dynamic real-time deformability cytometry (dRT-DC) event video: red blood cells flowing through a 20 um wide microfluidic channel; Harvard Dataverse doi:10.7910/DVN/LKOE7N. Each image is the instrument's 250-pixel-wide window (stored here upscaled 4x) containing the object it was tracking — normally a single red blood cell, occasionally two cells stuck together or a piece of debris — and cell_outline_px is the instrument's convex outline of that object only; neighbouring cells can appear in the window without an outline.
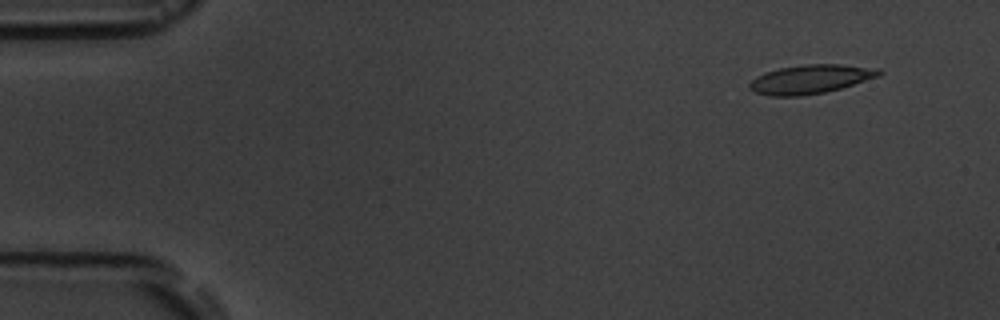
{"species": "common noctule bat (a hibernating species)", "species_latin": "Nyctalus noctula", "temperature_condition": "room temperature", "stored_images_in_passage": 5, "camera_frame_rate_fps": 3000, "um_per_image_px": 0.085, "animal": {"sex": "male", "body_mass_g": 19.5, "forearm_length_mm": 54.6}, "frame": {"image": 1, "passage_image": 2, "time_ms": 1.0, "image_size_px": [1000, 320], "cell_outline_px": [[884, 72], [880, 76], [840, 88], [824, 92], [800, 96], [768, 96], [756, 92], [748, 88], [748, 84], [756, 76], [764, 72], [780, 68], [804, 64], [840, 64], [880, 68]], "centroid_in_image_um": [68.9, 6.72], "position_along_channel_um": 16.1, "area_um2": 21.91}}
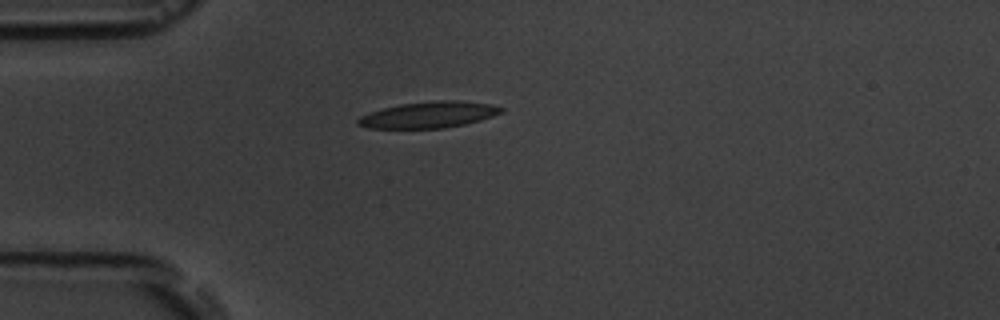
{"frame": {"image": 2, "passage_image": 5, "time_ms": 4.333, "image_size_px": [1000, 320], "cell_outline_px": [[504, 108], [500, 112], [492, 116], [480, 120], [464, 124], [444, 128], [368, 128], [356, 124], [356, 120], [360, 116], [384, 108], [400, 104], [432, 100], [460, 100], [492, 104]], "centroid_in_image_um": [36.44, 9.75], "position_along_channel_um": 48.6, "area_um2": 21.85}}